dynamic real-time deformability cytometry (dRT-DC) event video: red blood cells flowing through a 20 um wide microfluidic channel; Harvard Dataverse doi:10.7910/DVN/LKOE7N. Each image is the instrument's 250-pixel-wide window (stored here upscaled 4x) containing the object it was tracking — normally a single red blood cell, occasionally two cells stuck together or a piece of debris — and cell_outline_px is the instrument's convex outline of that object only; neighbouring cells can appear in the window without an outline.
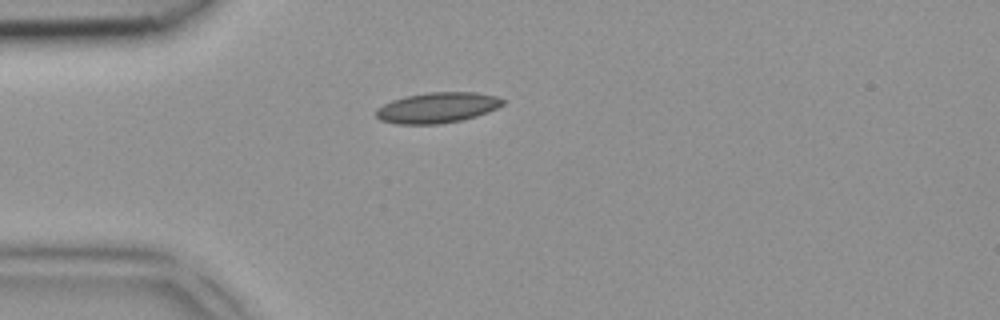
{"species": "common noctule bat (a hibernating species)", "species_latin": "Nyctalus noctula", "temperature_condition": "room temperature", "stored_images_in_passage": 2, "camera_frame_rate_fps": 3000, "um_per_image_px": 0.085, "animal": {"sex": "female", "body_mass_g": 18.4}, "frame": {"image": 1, "passage_image": 2, "time_ms": 0.333, "image_size_px": [1000, 320], "cell_outline_px": [[504, 104], [488, 112], [476, 116], [460, 120], [440, 124], [396, 124], [380, 120], [376, 116], [376, 108], [392, 100], [404, 96], [428, 92], [476, 92], [496, 96], [504, 100]], "centroid_in_image_um": [37.15, 9.15], "position_along_channel_um": 47.8, "area_um2": 22.6}}